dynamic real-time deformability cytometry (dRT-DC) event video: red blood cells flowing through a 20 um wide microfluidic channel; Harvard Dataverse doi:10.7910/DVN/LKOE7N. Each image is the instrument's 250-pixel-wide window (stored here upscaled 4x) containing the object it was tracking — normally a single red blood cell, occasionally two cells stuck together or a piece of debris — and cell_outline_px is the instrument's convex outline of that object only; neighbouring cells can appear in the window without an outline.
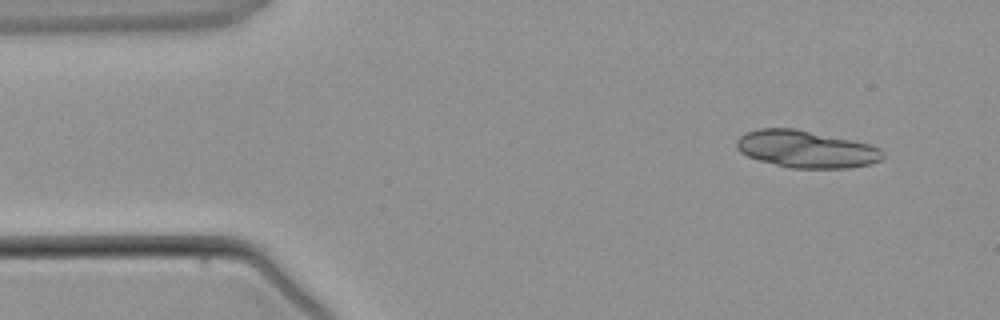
{"species": "common noctule bat (a hibernating species)", "species_latin": "Nyctalus noctula", "temperature_condition": "warm", "stored_images_in_passage": 3, "camera_frame_rate_fps": 3000, "um_per_image_px": 0.085, "animal": {"sex": "male", "body_mass_g": 21.5, "forearm_length_mm": 52.0}, "frame": {"image": 1, "passage_image": 1, "time_ms": 0.0, "image_size_px": [1000, 320], "cell_outline_px": [[884, 156], [880, 160], [868, 164], [848, 168], [788, 168], [756, 160], [740, 152], [736, 148], [736, 140], [740, 136], [756, 128], [796, 128], [872, 144], [880, 148], [884, 152]], "centroid_in_image_um": [68.51, 12.67], "position_along_channel_um": 16.5, "area_um2": 32.02}}
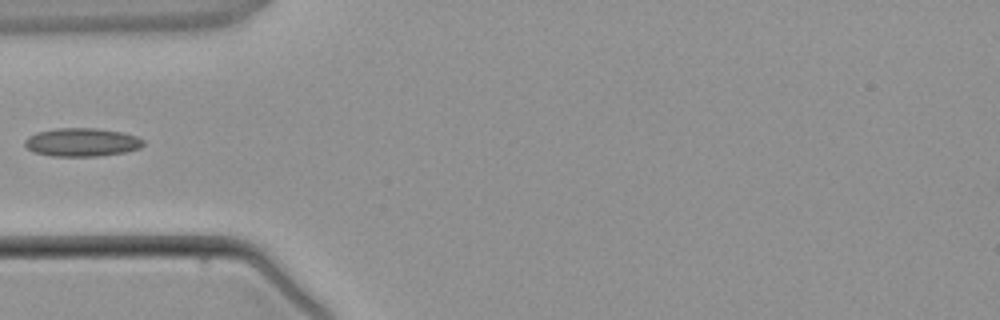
{"frame": {"image": 2, "passage_image": 3, "time_ms": 3.333, "image_size_px": [1000, 320], "cell_outline_px": [[144, 144], [140, 148], [124, 152], [100, 156], [52, 156], [32, 152], [24, 144], [24, 140], [28, 136], [36, 132], [56, 128], [96, 128], [120, 132], [136, 136], [144, 140]], "centroid_in_image_um": [6.93, 12.09], "position_along_channel_um": 78.1, "area_um2": 19.65}}